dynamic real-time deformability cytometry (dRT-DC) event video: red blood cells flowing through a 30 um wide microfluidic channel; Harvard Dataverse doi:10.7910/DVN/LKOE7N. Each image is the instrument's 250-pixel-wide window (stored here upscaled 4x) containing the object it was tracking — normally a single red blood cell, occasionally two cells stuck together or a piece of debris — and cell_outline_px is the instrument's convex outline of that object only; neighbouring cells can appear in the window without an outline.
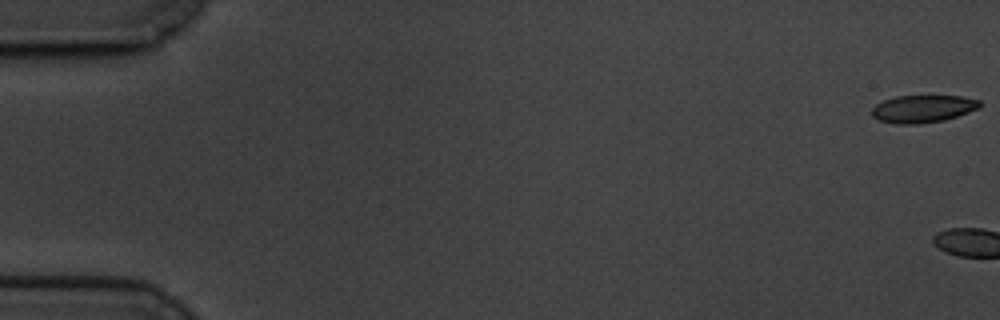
{"species": "common noctule bat (a hibernating species)", "species_latin": "Nyctalus noctula", "temperature_condition": "cold", "stored_images_in_passage": 4, "camera_frame_rate_fps": 3000, "um_per_image_px": 0.085, "animal": {"sex": "male", "body_mass_g": 19.5, "forearm_length_mm": 54.6}, "frame": {"image": 1, "passage_image": 1, "time_ms": 0.0, "image_size_px": [1000, 320], "cell_outline_px": [[980, 108], [944, 120], [920, 124], [896, 124], [880, 120], [872, 116], [872, 108], [876, 104], [884, 100], [896, 96], [960, 96], [980, 100]], "centroid_in_image_um": [78.44, 9.25], "position_along_channel_um": 6.6, "area_um2": 17.22}}